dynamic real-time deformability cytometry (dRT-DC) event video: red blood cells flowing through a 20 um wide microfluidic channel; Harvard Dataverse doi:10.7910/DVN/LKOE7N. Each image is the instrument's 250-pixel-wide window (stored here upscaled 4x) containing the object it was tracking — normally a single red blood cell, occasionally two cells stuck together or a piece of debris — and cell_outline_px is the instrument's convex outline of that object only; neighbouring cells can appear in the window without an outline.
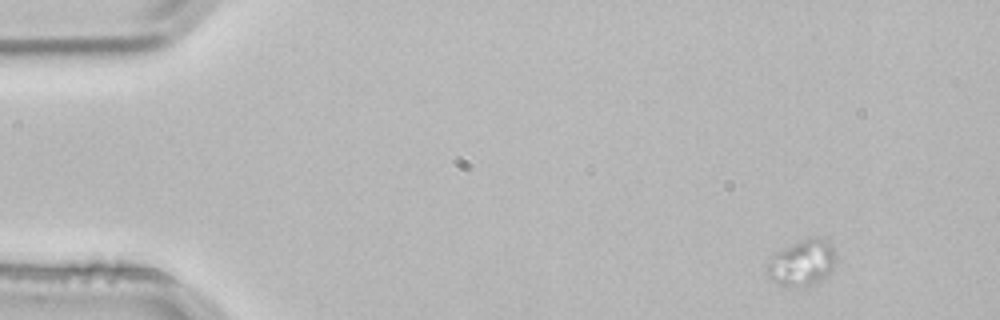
{"species": "common noctule bat (a hibernating species)", "species_latin": "Nyctalus noctula", "temperature_condition": "room temperature", "stored_images_in_passage": 3, "camera_frame_rate_fps": 3000, "um_per_image_px": 0.085, "animal": {"sex": "male", "body_mass_g": 21.5, "forearm_length_mm": 52.0}, "frame": {"image": 1, "passage_image": 1, "time_ms": 0.0, "image_size_px": [1000, 320], "cell_outline_px": [[836, 260], [828, 272], [820, 280], [804, 288], [784, 284], [768, 276], [764, 272], [764, 268], [772, 256], [800, 240], [808, 236], [828, 236], [836, 252]], "centroid_in_image_um": [68.23, 22.27], "position_along_channel_um": 16.8, "area_um2": 18.5}}